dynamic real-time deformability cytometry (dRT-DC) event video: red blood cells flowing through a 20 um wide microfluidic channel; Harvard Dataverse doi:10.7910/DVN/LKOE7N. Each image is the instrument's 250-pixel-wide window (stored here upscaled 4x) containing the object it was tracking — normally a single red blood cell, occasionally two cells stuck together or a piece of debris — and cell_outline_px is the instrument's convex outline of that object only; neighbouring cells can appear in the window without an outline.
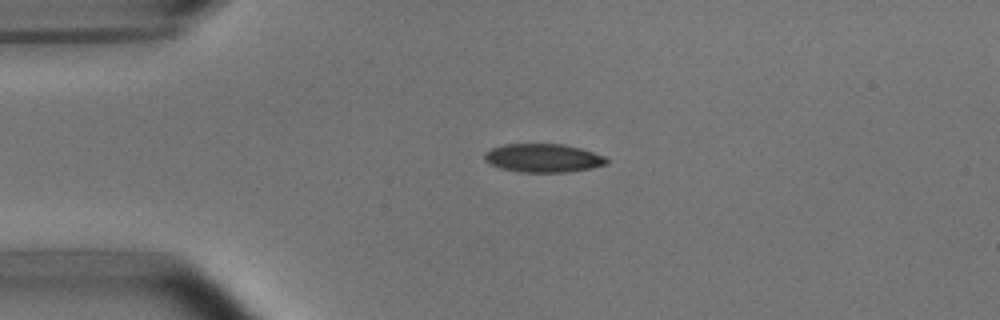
{"species": "common noctule bat (a hibernating species)", "species_latin": "Nyctalus noctula", "temperature_condition": "room temperature", "stored_images_in_passage": 2, "camera_frame_rate_fps": 3000, "um_per_image_px": 0.085, "animal": {"sex": "male", "body_mass_g": 15.6}, "frame": {"image": 1, "passage_image": 1, "time_ms": 0.0, "image_size_px": [1000, 320], "cell_outline_px": [[608, 164], [592, 168], [564, 172], [520, 172], [500, 168], [488, 164], [484, 160], [484, 152], [492, 148], [504, 144], [564, 144], [580, 148], [604, 156], [608, 160]], "centroid_in_image_um": [46.14, 13.43], "position_along_channel_um": 38.9, "area_um2": 20.35}}